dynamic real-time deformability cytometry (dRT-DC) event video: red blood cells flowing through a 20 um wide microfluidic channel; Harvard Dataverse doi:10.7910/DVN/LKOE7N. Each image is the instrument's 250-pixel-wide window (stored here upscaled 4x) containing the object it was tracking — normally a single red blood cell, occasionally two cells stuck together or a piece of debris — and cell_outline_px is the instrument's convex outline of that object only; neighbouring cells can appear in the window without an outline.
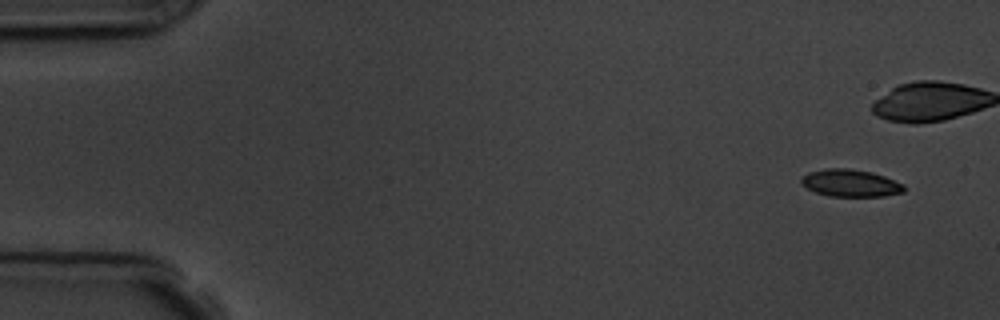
{"species": "common noctule bat (a hibernating species)", "species_latin": "Nyctalus noctula", "temperature_condition": "room temperature", "stored_images_in_passage": 3, "camera_frame_rate_fps": 3000, "um_per_image_px": 0.085, "animal": {"sex": "male", "body_mass_g": 19.5, "forearm_length_mm": 54.6}, "frame": {"image": 1, "passage_image": 1, "time_ms": 0.0, "image_size_px": [1000, 320], "cell_outline_px": [[904, 192], [884, 196], [828, 196], [816, 192], [800, 184], [800, 180], [808, 172], [828, 168], [848, 168], [872, 172], [884, 176], [904, 184]], "centroid_in_image_um": [72.29, 15.56], "position_along_channel_um": 12.7, "area_um2": 16.3}}